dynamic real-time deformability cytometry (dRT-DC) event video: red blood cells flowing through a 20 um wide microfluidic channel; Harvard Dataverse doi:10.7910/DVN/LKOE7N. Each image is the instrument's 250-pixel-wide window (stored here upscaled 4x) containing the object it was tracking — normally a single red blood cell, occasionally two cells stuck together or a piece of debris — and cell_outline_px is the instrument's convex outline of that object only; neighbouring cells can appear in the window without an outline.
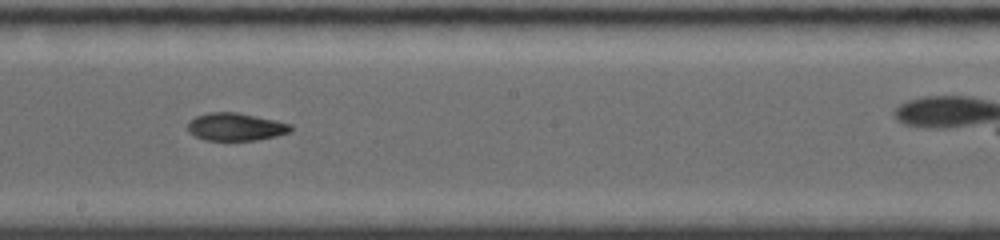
{"species": "common noctule bat (a hibernating species)", "species_latin": "Nyctalus noctula", "temperature_condition": "room temperature", "stored_images_in_passage": 10, "camera_frame_rate_fps": 4000, "um_per_image_px": 0.085, "animal": {"sex": "female", "body_mass_g": 19.0, "forearm_length_mm": 56.7}, "frame": {"image": 1, "passage_image": 7, "time_ms": 6.25, "image_size_px": [1000, 240], "cell_outline_px": [[292, 132], [276, 136], [256, 140], [204, 140], [188, 132], [188, 124], [196, 116], [208, 112], [236, 112], [276, 120], [292, 124]], "centroid_in_image_um": [20.06, 10.78], "position_along_channel_um": 228.1, "area_um2": 16.65}}
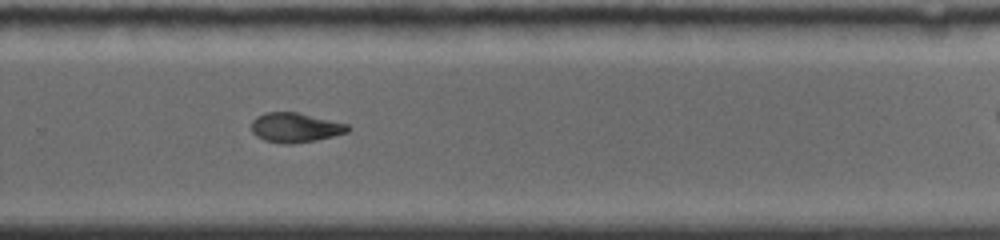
{"frame": {"image": 2, "passage_image": 9, "time_ms": 8.25, "image_size_px": [1000, 240], "cell_outline_px": [[352, 128], [348, 132], [316, 140], [292, 144], [284, 144], [264, 140], [256, 136], [252, 132], [252, 120], [256, 116], [264, 112], [296, 112], [348, 124]], "centroid_in_image_um": [25.08, 10.84], "position_along_channel_um": 304.7, "area_um2": 16.65}}
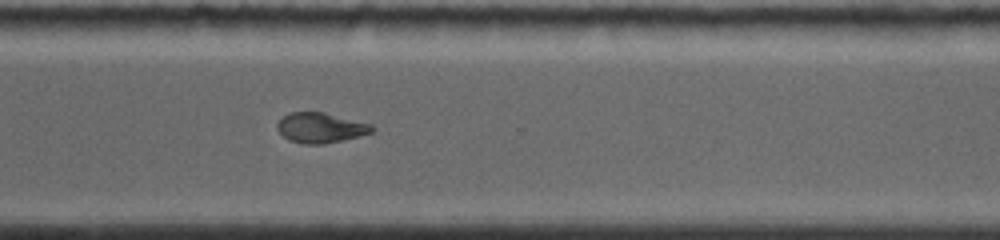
{"frame": {"image": 3, "passage_image": 10, "time_ms": 9.25, "image_size_px": [1000, 240], "cell_outline_px": [[376, 128], [372, 132], [324, 144], [304, 144], [288, 140], [276, 128], [276, 124], [284, 116], [292, 112], [324, 112], [372, 124]], "centroid_in_image_um": [27.24, 10.85], "position_along_channel_um": 343.4, "area_um2": 16.47}}